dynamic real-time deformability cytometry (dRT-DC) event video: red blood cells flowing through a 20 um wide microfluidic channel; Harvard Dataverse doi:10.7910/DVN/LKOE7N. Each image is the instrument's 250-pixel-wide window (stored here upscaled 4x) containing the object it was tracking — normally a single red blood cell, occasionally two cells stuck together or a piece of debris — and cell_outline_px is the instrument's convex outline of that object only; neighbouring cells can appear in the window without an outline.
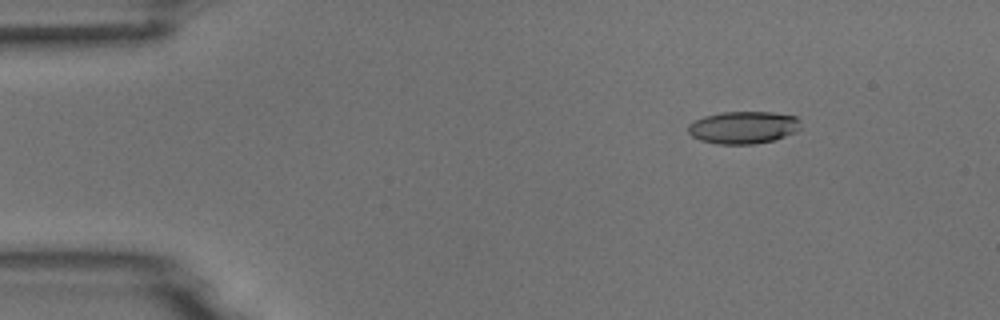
{"species": "common noctule bat (a hibernating species)", "species_latin": "Nyctalus noctula", "temperature_condition": "room temperature", "stored_images_in_passage": 7, "camera_frame_rate_fps": 3000, "um_per_image_px": 0.085, "animal": {"sex": "male", "body_mass_g": 18.8}, "frame": {"image": 1, "passage_image": 3, "time_ms": 2.333, "image_size_px": [1000, 320], "cell_outline_px": [[800, 128], [796, 132], [772, 140], [756, 144], [716, 144], [700, 140], [692, 136], [688, 132], [688, 124], [704, 116], [720, 112], [772, 112], [796, 116], [800, 120]], "centroid_in_image_um": [63.18, 10.83], "position_along_channel_um": 21.8, "area_um2": 21.33}}
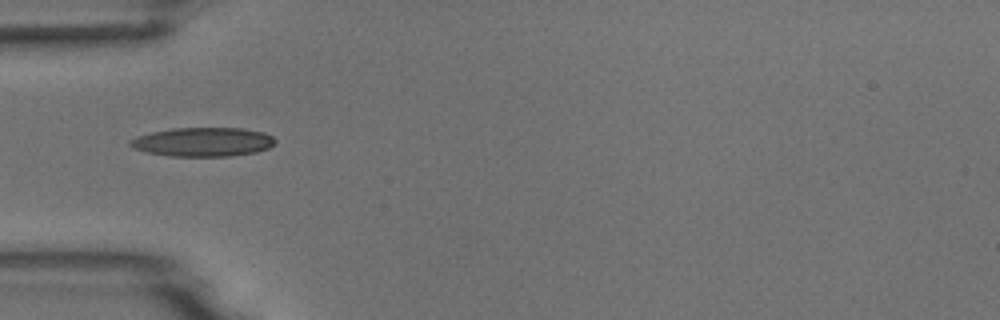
{"frame": {"image": 2, "passage_image": 6, "time_ms": 5.667, "image_size_px": [1000, 320], "cell_outline_px": [[276, 140], [268, 148], [256, 152], [232, 156], [168, 156], [148, 152], [132, 148], [128, 144], [128, 140], [136, 136], [152, 132], [172, 128], [244, 128], [264, 132], [272, 136]], "centroid_in_image_um": [17.22, 12.06], "position_along_channel_um": 67.8, "area_um2": 24.62}}